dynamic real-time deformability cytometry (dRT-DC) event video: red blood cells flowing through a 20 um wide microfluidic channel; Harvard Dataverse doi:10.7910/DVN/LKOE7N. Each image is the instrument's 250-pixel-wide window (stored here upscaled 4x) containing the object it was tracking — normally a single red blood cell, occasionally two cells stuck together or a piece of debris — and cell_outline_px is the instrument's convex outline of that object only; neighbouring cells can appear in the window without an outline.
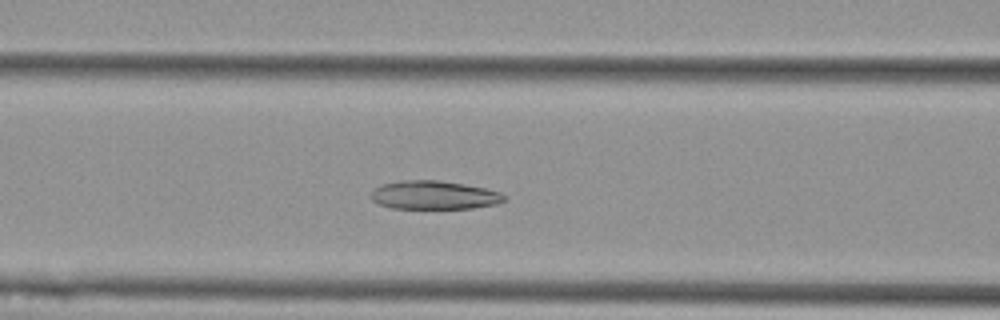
{"species": "Egyptian fruit bat (a non-hibernating species)", "species_latin": "Rousettus aegyptiacus", "temperature_condition": "cold", "stored_images_in_passage": 52, "camera_frame_rate_fps": 3000, "um_per_image_px": 0.085, "animal": {"sex": "female"}, "frame": {"image": 1, "passage_image": 19, "time_ms": 6.0, "image_size_px": [1000, 320], "cell_outline_px": [[508, 200], [496, 204], [472, 208], [392, 208], [380, 204], [372, 200], [372, 188], [384, 184], [400, 180], [436, 180], [484, 188], [500, 192], [508, 196]], "centroid_in_image_um": [36.92, 16.58], "position_along_channel_um": 129.7, "area_um2": 22.02}}
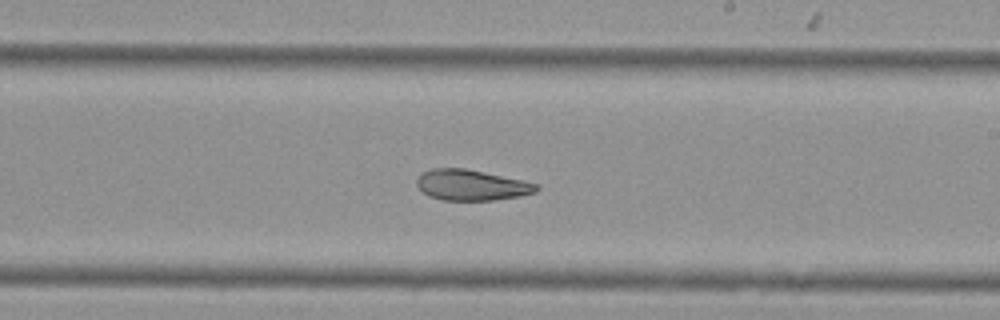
{"frame": {"image": 2, "passage_image": 29, "time_ms": 9.333, "image_size_px": [1000, 320], "cell_outline_px": [[540, 188], [536, 192], [520, 196], [496, 200], [444, 200], [428, 196], [416, 184], [416, 180], [420, 172], [432, 168], [464, 168], [520, 180], [536, 184]], "centroid_in_image_um": [40.03, 15.73], "position_along_channel_um": 249.0, "area_um2": 21.27}}
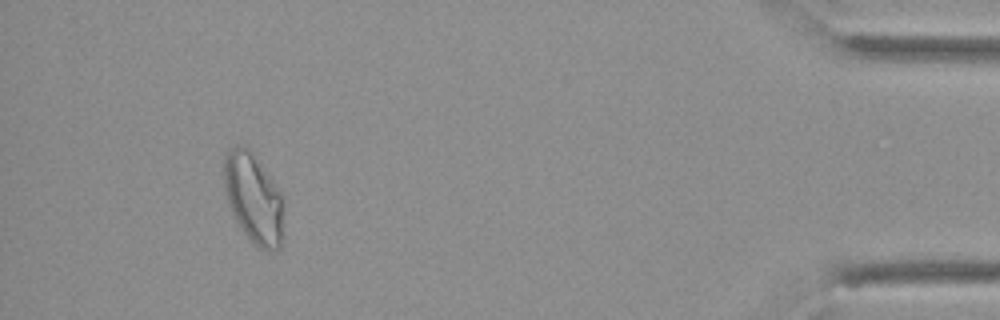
{"frame": {"image": 3, "passage_image": 48, "time_ms": 15.667, "image_size_px": [1000, 320], "cell_outline_px": [[284, 236], [280, 248], [268, 252], [252, 244], [236, 220], [232, 212], [228, 200], [224, 184], [224, 156], [228, 148], [236, 144], [244, 144], [252, 152], [272, 180], [280, 192], [284, 204]], "centroid_in_image_um": [21.58, 16.88], "position_along_channel_um": 413.6, "area_um2": 31.73}, "authors_computed_cell_mechanics": {"area_um2": 26.1545, "velocity_mm_per_s": 3.594, "shape_relaxation_time_tau1_ms": null, "shape_relaxation_time_tau2_ms": 4.0578, "deformation_change_tau1": null, "deformation_change_tau2": 0.1018}}